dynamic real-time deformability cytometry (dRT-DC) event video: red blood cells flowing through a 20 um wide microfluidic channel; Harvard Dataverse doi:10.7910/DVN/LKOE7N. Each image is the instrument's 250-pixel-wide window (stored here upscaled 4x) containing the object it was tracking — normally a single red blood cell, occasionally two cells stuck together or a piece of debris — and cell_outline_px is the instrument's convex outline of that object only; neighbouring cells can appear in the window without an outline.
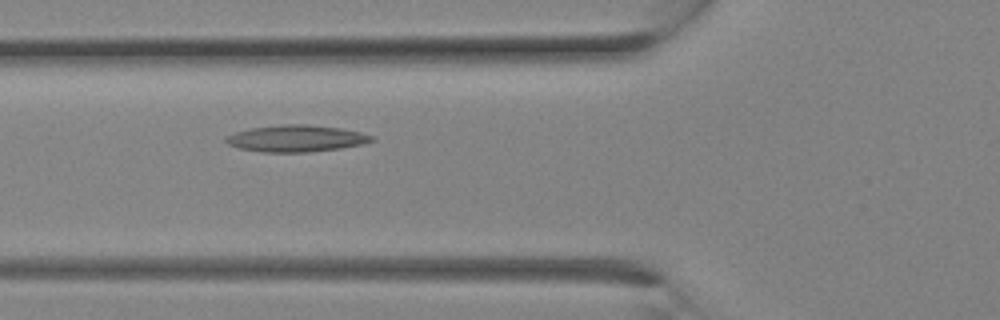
{"species": "Egyptian fruit bat (a non-hibernating species)", "species_latin": "Rousettus aegyptiacus", "temperature_condition": "room temperature", "stored_images_in_passage": 13, "camera_frame_rate_fps": 3000, "um_per_image_px": 0.085, "animal": {"sex": "female"}, "frame": {"image": 1, "passage_image": 8, "time_ms": 2.333, "image_size_px": [1000, 320], "cell_outline_px": [[376, 140], [360, 144], [340, 148], [308, 152], [260, 152], [240, 148], [228, 144], [224, 140], [224, 136], [236, 132], [252, 128], [284, 124], [308, 124], [340, 128], [360, 132], [372, 136]], "centroid_in_image_um": [25.15, 11.77], "position_along_channel_um": 100.7, "area_um2": 22.54}}
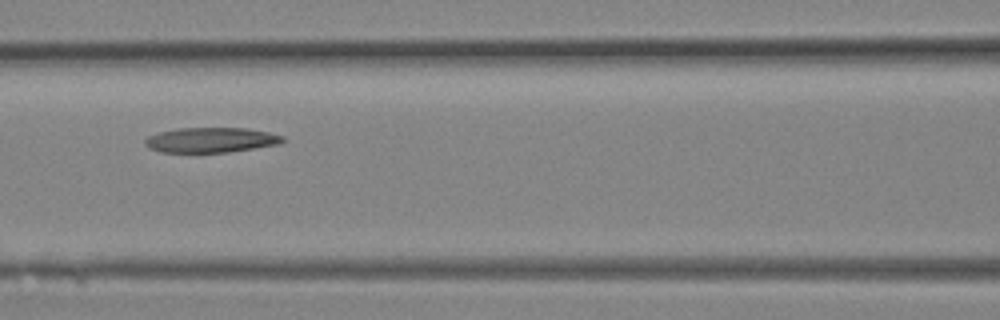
{"frame": {"image": 2, "passage_image": 10, "time_ms": 3.0, "image_size_px": [1000, 320], "cell_outline_px": [[284, 140], [280, 144], [228, 152], [160, 152], [148, 148], [144, 144], [144, 140], [148, 136], [160, 132], [176, 128], [248, 128], [268, 132], [284, 136]], "centroid_in_image_um": [17.92, 11.9], "position_along_channel_um": 148.7, "area_um2": 20.11}}
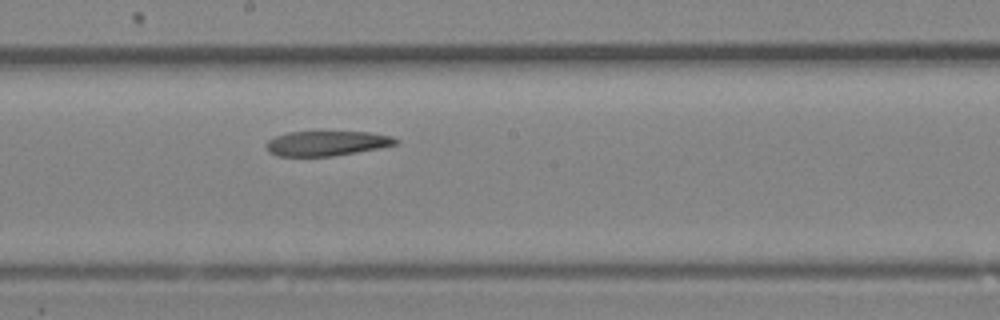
{"frame": {"image": 3, "passage_image": 13, "time_ms": 4.0, "image_size_px": [1000, 320], "cell_outline_px": [[400, 144], [380, 148], [332, 156], [276, 156], [268, 152], [264, 144], [268, 140], [276, 136], [288, 132], [372, 132], [392, 136], [400, 140]], "centroid_in_image_um": [27.79, 12.18], "position_along_channel_um": 220.4, "area_um2": 18.96}}